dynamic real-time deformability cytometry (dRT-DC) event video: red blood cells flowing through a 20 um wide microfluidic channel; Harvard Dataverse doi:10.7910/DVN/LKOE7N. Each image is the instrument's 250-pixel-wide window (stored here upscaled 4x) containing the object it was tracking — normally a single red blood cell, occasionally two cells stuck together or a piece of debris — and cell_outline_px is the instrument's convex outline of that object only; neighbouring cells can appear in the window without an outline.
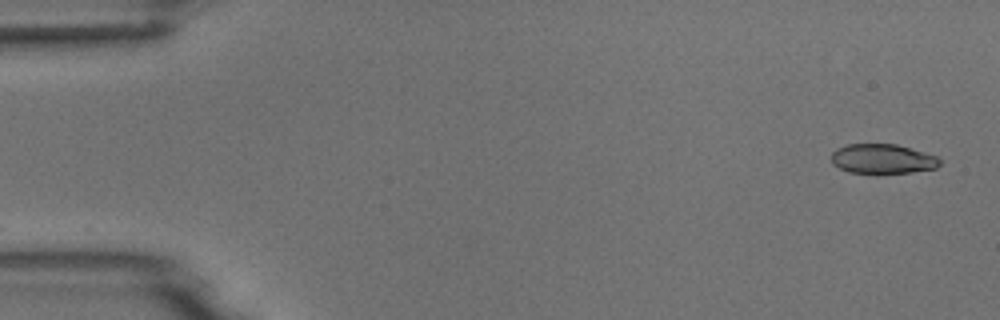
{"species": "common noctule bat (a hibernating species)", "species_latin": "Nyctalus noctula", "temperature_condition": "room temperature", "stored_images_in_passage": 2, "camera_frame_rate_fps": 3000, "um_per_image_px": 0.085, "animal": {"sex": "male", "body_mass_g": 18.8}, "frame": {"image": 1, "passage_image": 2, "time_ms": 1.333, "image_size_px": [1000, 320], "cell_outline_px": [[940, 164], [936, 168], [912, 172], [848, 172], [832, 164], [832, 152], [836, 148], [848, 144], [896, 144], [924, 152], [936, 156], [940, 160]], "centroid_in_image_um": [75.0, 13.49], "position_along_channel_um": 10.0, "area_um2": 18.44}}